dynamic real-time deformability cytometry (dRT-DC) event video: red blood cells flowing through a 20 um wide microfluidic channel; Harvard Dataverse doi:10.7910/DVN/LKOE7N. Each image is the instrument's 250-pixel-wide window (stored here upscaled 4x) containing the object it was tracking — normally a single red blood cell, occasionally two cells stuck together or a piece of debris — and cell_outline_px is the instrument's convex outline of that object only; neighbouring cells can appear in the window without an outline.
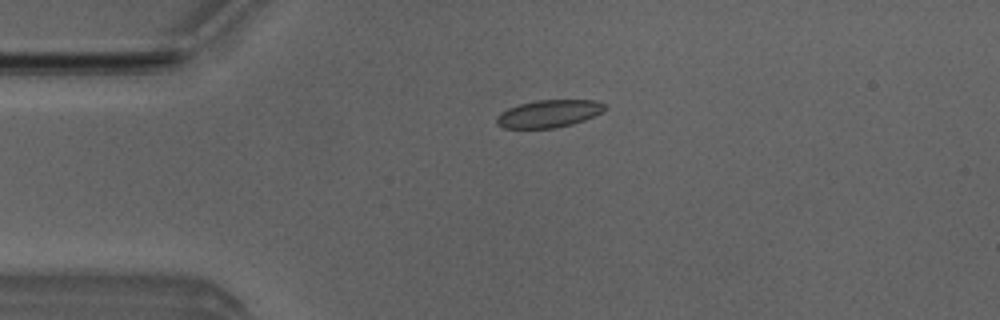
{"species": "Egyptian fruit bat (a non-hibernating species)", "species_latin": "Rousettus aegyptiacus", "temperature_condition": "room temperature", "stored_images_in_passage": 4, "camera_frame_rate_fps": 3000, "um_per_image_px": 0.085, "animal": {"sex": "male"}, "frame": {"image": 1, "passage_image": 4, "time_ms": 3.333, "image_size_px": [1000, 320], "cell_outline_px": [[604, 112], [584, 120], [572, 124], [556, 128], [504, 128], [496, 124], [496, 116], [500, 112], [508, 108], [520, 104], [536, 100], [596, 100], [604, 104]], "centroid_in_image_um": [46.63, 9.66], "position_along_channel_um": 38.4, "area_um2": 17.4}}